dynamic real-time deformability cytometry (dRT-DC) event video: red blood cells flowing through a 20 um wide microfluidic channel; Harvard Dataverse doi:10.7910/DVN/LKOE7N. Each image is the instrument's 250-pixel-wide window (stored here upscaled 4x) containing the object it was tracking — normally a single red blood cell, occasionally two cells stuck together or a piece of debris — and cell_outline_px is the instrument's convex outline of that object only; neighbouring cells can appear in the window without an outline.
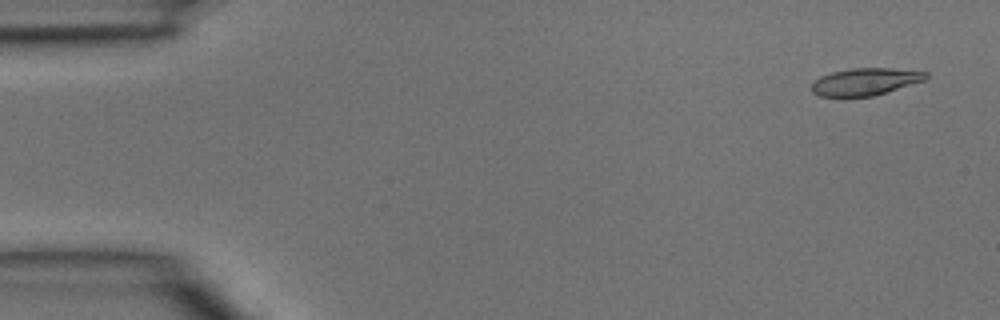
{"species": "common noctule bat (a hibernating species)", "species_latin": "Nyctalus noctula", "temperature_condition": "room temperature", "stored_images_in_passage": 4, "camera_frame_rate_fps": 3000, "um_per_image_px": 0.085, "animal": {"sex": "male", "body_mass_g": 15.6}, "frame": {"image": 1, "passage_image": 1, "time_ms": 0.0, "image_size_px": [1000, 320], "cell_outline_px": [[928, 76], [924, 80], [872, 96], [820, 96], [812, 92], [812, 84], [820, 76], [832, 72], [852, 68], [892, 68], [928, 72]], "centroid_in_image_um": [73.54, 6.93], "position_along_channel_um": 11.5, "area_um2": 17.8}}
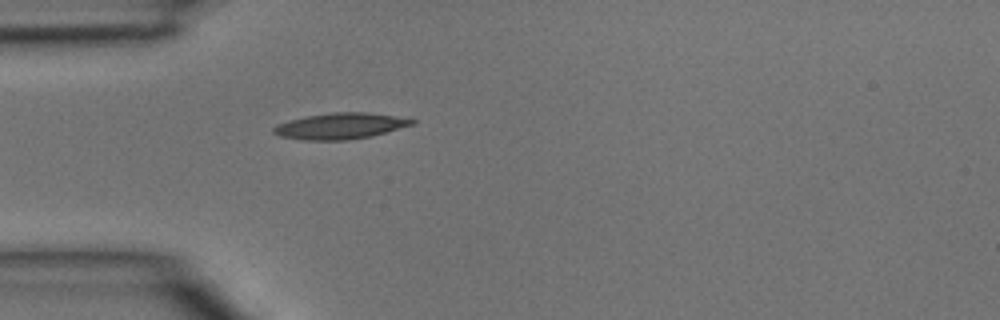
{"frame": {"image": 2, "passage_image": 4, "time_ms": 1.0, "image_size_px": [1000, 320], "cell_outline_px": [[416, 124], [372, 136], [344, 140], [304, 140], [280, 136], [272, 132], [272, 128], [276, 124], [288, 120], [308, 116], [332, 112], [368, 112], [416, 120]], "centroid_in_image_um": [28.91, 10.71], "position_along_channel_um": 56.1, "area_um2": 20.98}}